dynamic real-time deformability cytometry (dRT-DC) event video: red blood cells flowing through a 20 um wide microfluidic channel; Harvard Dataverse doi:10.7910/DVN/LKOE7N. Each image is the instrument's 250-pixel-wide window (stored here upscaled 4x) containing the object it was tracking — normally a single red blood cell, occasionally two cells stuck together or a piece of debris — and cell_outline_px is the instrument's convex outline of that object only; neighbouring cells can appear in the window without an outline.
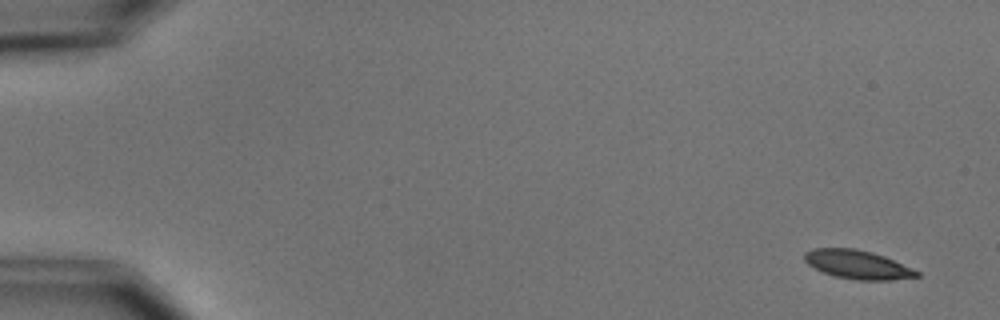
{"species": "common noctule bat (a hibernating species)", "species_latin": "Nyctalus noctula", "temperature_condition": "cold", "stored_images_in_passage": 5, "camera_frame_rate_fps": 3000, "um_per_image_px": 0.085, "animal": {"sex": "male", "body_mass_g": 15.6}, "frame": {"image": 1, "passage_image": 1, "time_ms": 0.0, "image_size_px": [1000, 320], "cell_outline_px": [[920, 276], [892, 280], [856, 280], [836, 276], [824, 272], [808, 264], [804, 260], [804, 252], [812, 248], [856, 248], [872, 252], [884, 256], [920, 272]], "centroid_in_image_um": [72.88, 22.48], "position_along_channel_um": 12.1, "area_um2": 18.67}}
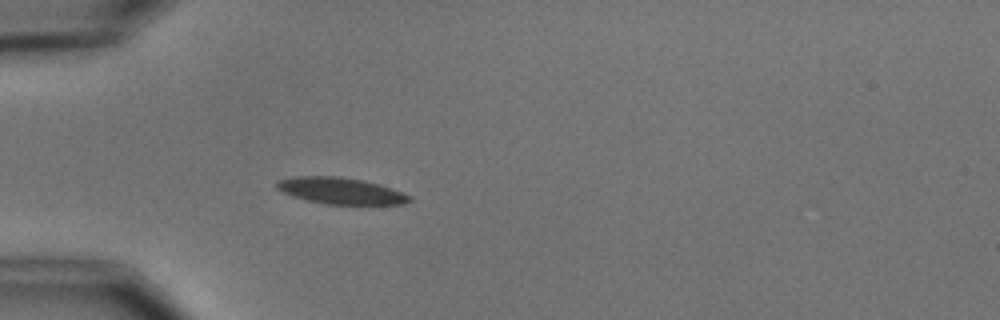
{"frame": {"image": 2, "passage_image": 5, "time_ms": 4.667, "image_size_px": [1000, 320], "cell_outline_px": [[412, 200], [404, 204], [328, 204], [308, 200], [292, 196], [276, 188], [276, 180], [296, 176], [340, 176], [364, 180], [380, 184], [412, 196]], "centroid_in_image_um": [28.97, 16.21], "position_along_channel_um": 56.0, "area_um2": 20.46}}